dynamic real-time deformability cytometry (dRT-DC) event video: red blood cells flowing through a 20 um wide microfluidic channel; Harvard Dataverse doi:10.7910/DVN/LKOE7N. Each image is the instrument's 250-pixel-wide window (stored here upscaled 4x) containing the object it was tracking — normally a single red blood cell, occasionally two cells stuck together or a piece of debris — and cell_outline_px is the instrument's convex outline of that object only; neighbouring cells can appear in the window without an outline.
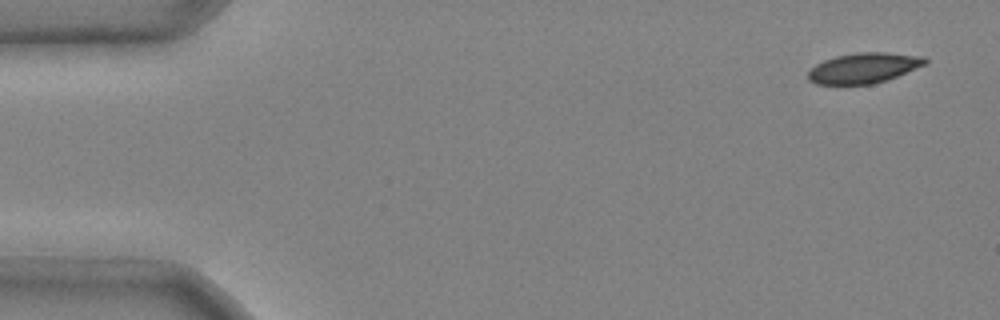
{"species": "common noctule bat (a hibernating species)", "species_latin": "Nyctalus noctula", "temperature_condition": "cold", "stored_images_in_passage": 3, "camera_frame_rate_fps": 3000, "um_per_image_px": 0.085, "animal": {"sex": "male", "body_mass_g": 20.4}, "frame": {"image": 1, "passage_image": 1, "time_ms": 0.0, "image_size_px": [1000, 320], "cell_outline_px": [[928, 60], [924, 64], [888, 80], [872, 84], [816, 84], [808, 80], [808, 72], [816, 64], [824, 60], [836, 56], [856, 52], [884, 52], [924, 56]], "centroid_in_image_um": [73.4, 5.77], "position_along_channel_um": 11.6, "area_um2": 20.58}}
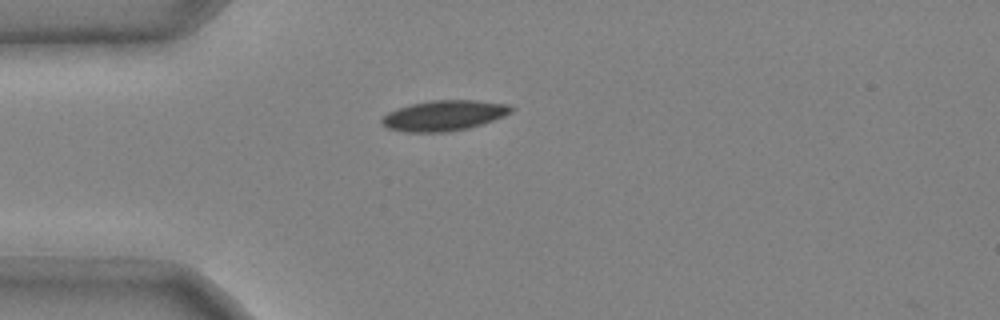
{"frame": {"image": 2, "passage_image": 3, "time_ms": 0.667, "image_size_px": [1000, 320], "cell_outline_px": [[516, 108], [512, 112], [504, 116], [468, 128], [448, 132], [404, 132], [388, 128], [380, 124], [380, 120], [388, 112], [396, 108], [412, 104], [432, 100], [476, 100], [512, 104]], "centroid_in_image_um": [37.75, 9.81], "position_along_channel_um": 47.2, "area_um2": 23.12}}